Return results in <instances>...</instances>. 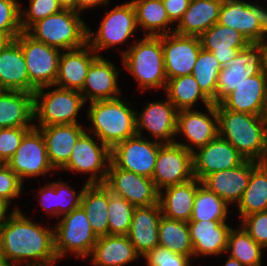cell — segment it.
<instances>
[{
    "label": "cell",
    "mask_w": 267,
    "mask_h": 266,
    "mask_svg": "<svg viewBox=\"0 0 267 266\" xmlns=\"http://www.w3.org/2000/svg\"><path fill=\"white\" fill-rule=\"evenodd\" d=\"M0 255L3 262L25 266H53L54 228L36 224L21 210H15L0 227Z\"/></svg>",
    "instance_id": "6da1fadb"
},
{
    "label": "cell",
    "mask_w": 267,
    "mask_h": 266,
    "mask_svg": "<svg viewBox=\"0 0 267 266\" xmlns=\"http://www.w3.org/2000/svg\"><path fill=\"white\" fill-rule=\"evenodd\" d=\"M87 109L91 135L112 149L116 144L137 135L136 111L131 102L118 98L89 102Z\"/></svg>",
    "instance_id": "7a4b0ae2"
},
{
    "label": "cell",
    "mask_w": 267,
    "mask_h": 266,
    "mask_svg": "<svg viewBox=\"0 0 267 266\" xmlns=\"http://www.w3.org/2000/svg\"><path fill=\"white\" fill-rule=\"evenodd\" d=\"M219 136L248 160L267 152V123L262 116L217 108Z\"/></svg>",
    "instance_id": "3957f363"
},
{
    "label": "cell",
    "mask_w": 267,
    "mask_h": 266,
    "mask_svg": "<svg viewBox=\"0 0 267 266\" xmlns=\"http://www.w3.org/2000/svg\"><path fill=\"white\" fill-rule=\"evenodd\" d=\"M135 43V44H134ZM122 64L133 75L142 91L163 89L167 84L162 36H145L122 50Z\"/></svg>",
    "instance_id": "277c9868"
},
{
    "label": "cell",
    "mask_w": 267,
    "mask_h": 266,
    "mask_svg": "<svg viewBox=\"0 0 267 266\" xmlns=\"http://www.w3.org/2000/svg\"><path fill=\"white\" fill-rule=\"evenodd\" d=\"M26 32L37 41L65 51L87 43L88 26L80 13L61 10L37 21Z\"/></svg>",
    "instance_id": "5b68a950"
},
{
    "label": "cell",
    "mask_w": 267,
    "mask_h": 266,
    "mask_svg": "<svg viewBox=\"0 0 267 266\" xmlns=\"http://www.w3.org/2000/svg\"><path fill=\"white\" fill-rule=\"evenodd\" d=\"M85 105L80 91L56 85L39 88L34 92V126L78 124V112Z\"/></svg>",
    "instance_id": "8992f818"
},
{
    "label": "cell",
    "mask_w": 267,
    "mask_h": 266,
    "mask_svg": "<svg viewBox=\"0 0 267 266\" xmlns=\"http://www.w3.org/2000/svg\"><path fill=\"white\" fill-rule=\"evenodd\" d=\"M53 228L54 249L58 260L68 256V253L81 259L89 258L98 237L81 206L63 215Z\"/></svg>",
    "instance_id": "52a82bcc"
},
{
    "label": "cell",
    "mask_w": 267,
    "mask_h": 266,
    "mask_svg": "<svg viewBox=\"0 0 267 266\" xmlns=\"http://www.w3.org/2000/svg\"><path fill=\"white\" fill-rule=\"evenodd\" d=\"M15 40L23 50L30 81V93L54 85L58 73L61 50L48 46L22 31Z\"/></svg>",
    "instance_id": "ba28073f"
},
{
    "label": "cell",
    "mask_w": 267,
    "mask_h": 266,
    "mask_svg": "<svg viewBox=\"0 0 267 266\" xmlns=\"http://www.w3.org/2000/svg\"><path fill=\"white\" fill-rule=\"evenodd\" d=\"M138 29L135 9L131 1L117 4L116 7L107 11L97 31L94 32L88 26L87 43L100 55V51L126 43L134 36ZM99 52V53H98Z\"/></svg>",
    "instance_id": "9c48e42d"
},
{
    "label": "cell",
    "mask_w": 267,
    "mask_h": 266,
    "mask_svg": "<svg viewBox=\"0 0 267 266\" xmlns=\"http://www.w3.org/2000/svg\"><path fill=\"white\" fill-rule=\"evenodd\" d=\"M266 69L265 45L251 43L233 59L222 64L217 79V90L212 104H219L238 87L245 78L259 74Z\"/></svg>",
    "instance_id": "30bf717a"
},
{
    "label": "cell",
    "mask_w": 267,
    "mask_h": 266,
    "mask_svg": "<svg viewBox=\"0 0 267 266\" xmlns=\"http://www.w3.org/2000/svg\"><path fill=\"white\" fill-rule=\"evenodd\" d=\"M92 136L85 131L79 137L68 163L62 169L75 173H90V177L85 181L87 184H104L111 162V149L97 137L95 141V136Z\"/></svg>",
    "instance_id": "8fae6325"
},
{
    "label": "cell",
    "mask_w": 267,
    "mask_h": 266,
    "mask_svg": "<svg viewBox=\"0 0 267 266\" xmlns=\"http://www.w3.org/2000/svg\"><path fill=\"white\" fill-rule=\"evenodd\" d=\"M193 153L176 142L163 143L156 158L152 175L158 191L192 180Z\"/></svg>",
    "instance_id": "7c38bea8"
},
{
    "label": "cell",
    "mask_w": 267,
    "mask_h": 266,
    "mask_svg": "<svg viewBox=\"0 0 267 266\" xmlns=\"http://www.w3.org/2000/svg\"><path fill=\"white\" fill-rule=\"evenodd\" d=\"M163 143L135 135L111 149V162L126 171L152 179L159 148Z\"/></svg>",
    "instance_id": "4fadbf2b"
},
{
    "label": "cell",
    "mask_w": 267,
    "mask_h": 266,
    "mask_svg": "<svg viewBox=\"0 0 267 266\" xmlns=\"http://www.w3.org/2000/svg\"><path fill=\"white\" fill-rule=\"evenodd\" d=\"M6 164L23 182L25 178L46 176L55 170L49 162L43 135L37 127L24 135L17 151Z\"/></svg>",
    "instance_id": "5bb4252c"
},
{
    "label": "cell",
    "mask_w": 267,
    "mask_h": 266,
    "mask_svg": "<svg viewBox=\"0 0 267 266\" xmlns=\"http://www.w3.org/2000/svg\"><path fill=\"white\" fill-rule=\"evenodd\" d=\"M104 185L112 194L123 197L135 207L158 203L159 191L151 178L117 168L112 162Z\"/></svg>",
    "instance_id": "9a60e30c"
},
{
    "label": "cell",
    "mask_w": 267,
    "mask_h": 266,
    "mask_svg": "<svg viewBox=\"0 0 267 266\" xmlns=\"http://www.w3.org/2000/svg\"><path fill=\"white\" fill-rule=\"evenodd\" d=\"M207 113L197 109L180 110L177 113L176 134L183 135L185 141H175L190 152L205 146L219 135L218 114L216 105L211 104L206 107Z\"/></svg>",
    "instance_id": "2e32d148"
},
{
    "label": "cell",
    "mask_w": 267,
    "mask_h": 266,
    "mask_svg": "<svg viewBox=\"0 0 267 266\" xmlns=\"http://www.w3.org/2000/svg\"><path fill=\"white\" fill-rule=\"evenodd\" d=\"M201 48V40L198 36L181 35L175 32L162 35L167 80L191 74Z\"/></svg>",
    "instance_id": "e0dca14e"
},
{
    "label": "cell",
    "mask_w": 267,
    "mask_h": 266,
    "mask_svg": "<svg viewBox=\"0 0 267 266\" xmlns=\"http://www.w3.org/2000/svg\"><path fill=\"white\" fill-rule=\"evenodd\" d=\"M178 110L167 98L163 101L148 102L142 112H136L137 135L144 136L143 130L149 132L153 140L160 143H173L177 136Z\"/></svg>",
    "instance_id": "ac0fdd59"
},
{
    "label": "cell",
    "mask_w": 267,
    "mask_h": 266,
    "mask_svg": "<svg viewBox=\"0 0 267 266\" xmlns=\"http://www.w3.org/2000/svg\"><path fill=\"white\" fill-rule=\"evenodd\" d=\"M245 158L219 135L193 152L194 177L202 181L207 175L240 165Z\"/></svg>",
    "instance_id": "d6986e66"
},
{
    "label": "cell",
    "mask_w": 267,
    "mask_h": 266,
    "mask_svg": "<svg viewBox=\"0 0 267 266\" xmlns=\"http://www.w3.org/2000/svg\"><path fill=\"white\" fill-rule=\"evenodd\" d=\"M267 96V68L245 78L216 108L262 116Z\"/></svg>",
    "instance_id": "ffe728a7"
},
{
    "label": "cell",
    "mask_w": 267,
    "mask_h": 266,
    "mask_svg": "<svg viewBox=\"0 0 267 266\" xmlns=\"http://www.w3.org/2000/svg\"><path fill=\"white\" fill-rule=\"evenodd\" d=\"M121 69L110 60L98 55L91 63L80 93L87 102L120 97L118 80Z\"/></svg>",
    "instance_id": "44dd1931"
},
{
    "label": "cell",
    "mask_w": 267,
    "mask_h": 266,
    "mask_svg": "<svg viewBox=\"0 0 267 266\" xmlns=\"http://www.w3.org/2000/svg\"><path fill=\"white\" fill-rule=\"evenodd\" d=\"M255 160L245 159L240 165L227 170L211 173L201 182L228 205L238 203L249 183Z\"/></svg>",
    "instance_id": "7402d4cb"
},
{
    "label": "cell",
    "mask_w": 267,
    "mask_h": 266,
    "mask_svg": "<svg viewBox=\"0 0 267 266\" xmlns=\"http://www.w3.org/2000/svg\"><path fill=\"white\" fill-rule=\"evenodd\" d=\"M81 124H62L52 126H34L40 129L50 164L61 169L68 163L79 137L86 131Z\"/></svg>",
    "instance_id": "603a6c76"
},
{
    "label": "cell",
    "mask_w": 267,
    "mask_h": 266,
    "mask_svg": "<svg viewBox=\"0 0 267 266\" xmlns=\"http://www.w3.org/2000/svg\"><path fill=\"white\" fill-rule=\"evenodd\" d=\"M227 220L189 221V234L196 256H219L225 253L231 226Z\"/></svg>",
    "instance_id": "cb8c5ba5"
},
{
    "label": "cell",
    "mask_w": 267,
    "mask_h": 266,
    "mask_svg": "<svg viewBox=\"0 0 267 266\" xmlns=\"http://www.w3.org/2000/svg\"><path fill=\"white\" fill-rule=\"evenodd\" d=\"M161 216L162 212L159 203L134 209L127 236L141 257L159 246Z\"/></svg>",
    "instance_id": "d4e9b609"
},
{
    "label": "cell",
    "mask_w": 267,
    "mask_h": 266,
    "mask_svg": "<svg viewBox=\"0 0 267 266\" xmlns=\"http://www.w3.org/2000/svg\"><path fill=\"white\" fill-rule=\"evenodd\" d=\"M97 56L88 43L80 48L62 51L54 85L81 91L91 63Z\"/></svg>",
    "instance_id": "484cf974"
},
{
    "label": "cell",
    "mask_w": 267,
    "mask_h": 266,
    "mask_svg": "<svg viewBox=\"0 0 267 266\" xmlns=\"http://www.w3.org/2000/svg\"><path fill=\"white\" fill-rule=\"evenodd\" d=\"M199 37L202 48L212 52L221 66L251 44L241 32L218 22Z\"/></svg>",
    "instance_id": "4316f807"
},
{
    "label": "cell",
    "mask_w": 267,
    "mask_h": 266,
    "mask_svg": "<svg viewBox=\"0 0 267 266\" xmlns=\"http://www.w3.org/2000/svg\"><path fill=\"white\" fill-rule=\"evenodd\" d=\"M0 89L30 92L23 50L15 39L11 40L0 52Z\"/></svg>",
    "instance_id": "83f0119b"
},
{
    "label": "cell",
    "mask_w": 267,
    "mask_h": 266,
    "mask_svg": "<svg viewBox=\"0 0 267 266\" xmlns=\"http://www.w3.org/2000/svg\"><path fill=\"white\" fill-rule=\"evenodd\" d=\"M34 94L0 91V128L34 127ZM33 122V123H32Z\"/></svg>",
    "instance_id": "f1b7e54d"
},
{
    "label": "cell",
    "mask_w": 267,
    "mask_h": 266,
    "mask_svg": "<svg viewBox=\"0 0 267 266\" xmlns=\"http://www.w3.org/2000/svg\"><path fill=\"white\" fill-rule=\"evenodd\" d=\"M89 257L94 266H125L141 256L127 235H106L98 237Z\"/></svg>",
    "instance_id": "f546056e"
},
{
    "label": "cell",
    "mask_w": 267,
    "mask_h": 266,
    "mask_svg": "<svg viewBox=\"0 0 267 266\" xmlns=\"http://www.w3.org/2000/svg\"><path fill=\"white\" fill-rule=\"evenodd\" d=\"M197 192V178L166 187L159 191L158 203L162 215L169 219L189 222Z\"/></svg>",
    "instance_id": "4dcf8cb0"
},
{
    "label": "cell",
    "mask_w": 267,
    "mask_h": 266,
    "mask_svg": "<svg viewBox=\"0 0 267 266\" xmlns=\"http://www.w3.org/2000/svg\"><path fill=\"white\" fill-rule=\"evenodd\" d=\"M222 3L217 0H191L182 19L174 27L181 35L201 36L219 20Z\"/></svg>",
    "instance_id": "1f68e13d"
},
{
    "label": "cell",
    "mask_w": 267,
    "mask_h": 266,
    "mask_svg": "<svg viewBox=\"0 0 267 266\" xmlns=\"http://www.w3.org/2000/svg\"><path fill=\"white\" fill-rule=\"evenodd\" d=\"M218 23L241 32L251 43H261V26L251 10V2L231 0L222 3Z\"/></svg>",
    "instance_id": "d6a6232c"
},
{
    "label": "cell",
    "mask_w": 267,
    "mask_h": 266,
    "mask_svg": "<svg viewBox=\"0 0 267 266\" xmlns=\"http://www.w3.org/2000/svg\"><path fill=\"white\" fill-rule=\"evenodd\" d=\"M91 228L97 237L109 235L108 188L104 184H87L81 196Z\"/></svg>",
    "instance_id": "836d02e7"
},
{
    "label": "cell",
    "mask_w": 267,
    "mask_h": 266,
    "mask_svg": "<svg viewBox=\"0 0 267 266\" xmlns=\"http://www.w3.org/2000/svg\"><path fill=\"white\" fill-rule=\"evenodd\" d=\"M136 14L137 26L145 36H162L174 32L162 0H131ZM172 29V30H171Z\"/></svg>",
    "instance_id": "e575fe53"
},
{
    "label": "cell",
    "mask_w": 267,
    "mask_h": 266,
    "mask_svg": "<svg viewBox=\"0 0 267 266\" xmlns=\"http://www.w3.org/2000/svg\"><path fill=\"white\" fill-rule=\"evenodd\" d=\"M164 92L178 111L194 109L199 100L204 103L205 107L212 104L192 74L168 79Z\"/></svg>",
    "instance_id": "d590c367"
},
{
    "label": "cell",
    "mask_w": 267,
    "mask_h": 266,
    "mask_svg": "<svg viewBox=\"0 0 267 266\" xmlns=\"http://www.w3.org/2000/svg\"><path fill=\"white\" fill-rule=\"evenodd\" d=\"M159 246L193 259V245L187 222L162 215L159 223Z\"/></svg>",
    "instance_id": "8d00e7d4"
},
{
    "label": "cell",
    "mask_w": 267,
    "mask_h": 266,
    "mask_svg": "<svg viewBox=\"0 0 267 266\" xmlns=\"http://www.w3.org/2000/svg\"><path fill=\"white\" fill-rule=\"evenodd\" d=\"M263 249L242 226L231 228L225 251L231 258L245 266H262Z\"/></svg>",
    "instance_id": "74e56055"
},
{
    "label": "cell",
    "mask_w": 267,
    "mask_h": 266,
    "mask_svg": "<svg viewBox=\"0 0 267 266\" xmlns=\"http://www.w3.org/2000/svg\"><path fill=\"white\" fill-rule=\"evenodd\" d=\"M229 205L197 179V192L190 221L228 220Z\"/></svg>",
    "instance_id": "f35d334b"
},
{
    "label": "cell",
    "mask_w": 267,
    "mask_h": 266,
    "mask_svg": "<svg viewBox=\"0 0 267 266\" xmlns=\"http://www.w3.org/2000/svg\"><path fill=\"white\" fill-rule=\"evenodd\" d=\"M237 207L240 219L252 213L267 211V177L258 166L252 170Z\"/></svg>",
    "instance_id": "ab89813d"
},
{
    "label": "cell",
    "mask_w": 267,
    "mask_h": 266,
    "mask_svg": "<svg viewBox=\"0 0 267 266\" xmlns=\"http://www.w3.org/2000/svg\"><path fill=\"white\" fill-rule=\"evenodd\" d=\"M221 69L222 66L214 54L201 48L191 74L210 100L216 95L217 79Z\"/></svg>",
    "instance_id": "60d3db41"
},
{
    "label": "cell",
    "mask_w": 267,
    "mask_h": 266,
    "mask_svg": "<svg viewBox=\"0 0 267 266\" xmlns=\"http://www.w3.org/2000/svg\"><path fill=\"white\" fill-rule=\"evenodd\" d=\"M136 207L123 197L114 195L108 189L109 235H127Z\"/></svg>",
    "instance_id": "b9f144b4"
},
{
    "label": "cell",
    "mask_w": 267,
    "mask_h": 266,
    "mask_svg": "<svg viewBox=\"0 0 267 266\" xmlns=\"http://www.w3.org/2000/svg\"><path fill=\"white\" fill-rule=\"evenodd\" d=\"M61 10L57 0H30L28 9H20L22 31H27L37 21L56 14Z\"/></svg>",
    "instance_id": "7bdbcfd3"
},
{
    "label": "cell",
    "mask_w": 267,
    "mask_h": 266,
    "mask_svg": "<svg viewBox=\"0 0 267 266\" xmlns=\"http://www.w3.org/2000/svg\"><path fill=\"white\" fill-rule=\"evenodd\" d=\"M20 2L17 0H0V33L14 40L21 32Z\"/></svg>",
    "instance_id": "ee69618b"
},
{
    "label": "cell",
    "mask_w": 267,
    "mask_h": 266,
    "mask_svg": "<svg viewBox=\"0 0 267 266\" xmlns=\"http://www.w3.org/2000/svg\"><path fill=\"white\" fill-rule=\"evenodd\" d=\"M87 185L85 182L83 188L79 193L72 189L68 182L56 181V217L57 219L72 210L78 208L81 203V196L84 187Z\"/></svg>",
    "instance_id": "f6af8a7d"
},
{
    "label": "cell",
    "mask_w": 267,
    "mask_h": 266,
    "mask_svg": "<svg viewBox=\"0 0 267 266\" xmlns=\"http://www.w3.org/2000/svg\"><path fill=\"white\" fill-rule=\"evenodd\" d=\"M31 128L33 127L0 128V163L6 164L11 159Z\"/></svg>",
    "instance_id": "bcb514c9"
},
{
    "label": "cell",
    "mask_w": 267,
    "mask_h": 266,
    "mask_svg": "<svg viewBox=\"0 0 267 266\" xmlns=\"http://www.w3.org/2000/svg\"><path fill=\"white\" fill-rule=\"evenodd\" d=\"M239 222L252 239L267 249V211L244 216Z\"/></svg>",
    "instance_id": "7dc6e473"
},
{
    "label": "cell",
    "mask_w": 267,
    "mask_h": 266,
    "mask_svg": "<svg viewBox=\"0 0 267 266\" xmlns=\"http://www.w3.org/2000/svg\"><path fill=\"white\" fill-rule=\"evenodd\" d=\"M147 266H191V258L157 246L144 257Z\"/></svg>",
    "instance_id": "c3c4849f"
},
{
    "label": "cell",
    "mask_w": 267,
    "mask_h": 266,
    "mask_svg": "<svg viewBox=\"0 0 267 266\" xmlns=\"http://www.w3.org/2000/svg\"><path fill=\"white\" fill-rule=\"evenodd\" d=\"M23 181L9 168L0 163V199L11 204L22 193Z\"/></svg>",
    "instance_id": "681fc988"
},
{
    "label": "cell",
    "mask_w": 267,
    "mask_h": 266,
    "mask_svg": "<svg viewBox=\"0 0 267 266\" xmlns=\"http://www.w3.org/2000/svg\"><path fill=\"white\" fill-rule=\"evenodd\" d=\"M39 192V202L41 204L42 209L48 214L56 217V181L50 182L46 186L43 185Z\"/></svg>",
    "instance_id": "f907efd6"
},
{
    "label": "cell",
    "mask_w": 267,
    "mask_h": 266,
    "mask_svg": "<svg viewBox=\"0 0 267 266\" xmlns=\"http://www.w3.org/2000/svg\"><path fill=\"white\" fill-rule=\"evenodd\" d=\"M191 0H162L170 21L177 25L188 9Z\"/></svg>",
    "instance_id": "816d5d0a"
},
{
    "label": "cell",
    "mask_w": 267,
    "mask_h": 266,
    "mask_svg": "<svg viewBox=\"0 0 267 266\" xmlns=\"http://www.w3.org/2000/svg\"><path fill=\"white\" fill-rule=\"evenodd\" d=\"M260 3H251V10L254 17L257 18L261 26V43L267 41V9L259 5Z\"/></svg>",
    "instance_id": "f5cc1de1"
},
{
    "label": "cell",
    "mask_w": 267,
    "mask_h": 266,
    "mask_svg": "<svg viewBox=\"0 0 267 266\" xmlns=\"http://www.w3.org/2000/svg\"><path fill=\"white\" fill-rule=\"evenodd\" d=\"M110 0H76V12L82 13L85 9L94 8L99 5H109Z\"/></svg>",
    "instance_id": "db71d44e"
},
{
    "label": "cell",
    "mask_w": 267,
    "mask_h": 266,
    "mask_svg": "<svg viewBox=\"0 0 267 266\" xmlns=\"http://www.w3.org/2000/svg\"><path fill=\"white\" fill-rule=\"evenodd\" d=\"M10 204L3 199H0V227L7 221V219L10 217V215L15 210H20L19 208H13L10 214L7 215V211H9ZM7 215V216H6Z\"/></svg>",
    "instance_id": "11a10c76"
},
{
    "label": "cell",
    "mask_w": 267,
    "mask_h": 266,
    "mask_svg": "<svg viewBox=\"0 0 267 266\" xmlns=\"http://www.w3.org/2000/svg\"><path fill=\"white\" fill-rule=\"evenodd\" d=\"M62 10H71L76 12V0H57Z\"/></svg>",
    "instance_id": "9f6ffc18"
},
{
    "label": "cell",
    "mask_w": 267,
    "mask_h": 266,
    "mask_svg": "<svg viewBox=\"0 0 267 266\" xmlns=\"http://www.w3.org/2000/svg\"><path fill=\"white\" fill-rule=\"evenodd\" d=\"M256 165L262 170L267 177V152L256 160Z\"/></svg>",
    "instance_id": "6f0895ef"
},
{
    "label": "cell",
    "mask_w": 267,
    "mask_h": 266,
    "mask_svg": "<svg viewBox=\"0 0 267 266\" xmlns=\"http://www.w3.org/2000/svg\"><path fill=\"white\" fill-rule=\"evenodd\" d=\"M11 41V39L3 33H0V52Z\"/></svg>",
    "instance_id": "680465c9"
},
{
    "label": "cell",
    "mask_w": 267,
    "mask_h": 266,
    "mask_svg": "<svg viewBox=\"0 0 267 266\" xmlns=\"http://www.w3.org/2000/svg\"><path fill=\"white\" fill-rule=\"evenodd\" d=\"M224 266H245V265L241 264L237 259L228 256V259L226 260Z\"/></svg>",
    "instance_id": "91938a15"
},
{
    "label": "cell",
    "mask_w": 267,
    "mask_h": 266,
    "mask_svg": "<svg viewBox=\"0 0 267 266\" xmlns=\"http://www.w3.org/2000/svg\"><path fill=\"white\" fill-rule=\"evenodd\" d=\"M262 118L267 123V96H266L265 107H264V111H263V114H262Z\"/></svg>",
    "instance_id": "94428289"
},
{
    "label": "cell",
    "mask_w": 267,
    "mask_h": 266,
    "mask_svg": "<svg viewBox=\"0 0 267 266\" xmlns=\"http://www.w3.org/2000/svg\"><path fill=\"white\" fill-rule=\"evenodd\" d=\"M20 264L9 263V262H2L0 266H19Z\"/></svg>",
    "instance_id": "6125c7cd"
},
{
    "label": "cell",
    "mask_w": 267,
    "mask_h": 266,
    "mask_svg": "<svg viewBox=\"0 0 267 266\" xmlns=\"http://www.w3.org/2000/svg\"><path fill=\"white\" fill-rule=\"evenodd\" d=\"M263 44L265 45L266 68H267V41H265Z\"/></svg>",
    "instance_id": "be15d7a7"
},
{
    "label": "cell",
    "mask_w": 267,
    "mask_h": 266,
    "mask_svg": "<svg viewBox=\"0 0 267 266\" xmlns=\"http://www.w3.org/2000/svg\"><path fill=\"white\" fill-rule=\"evenodd\" d=\"M217 1H220L221 3H224V2L231 1V0H217Z\"/></svg>",
    "instance_id": "e7e4bbea"
},
{
    "label": "cell",
    "mask_w": 267,
    "mask_h": 266,
    "mask_svg": "<svg viewBox=\"0 0 267 266\" xmlns=\"http://www.w3.org/2000/svg\"><path fill=\"white\" fill-rule=\"evenodd\" d=\"M3 262V259L1 258V255H0V264Z\"/></svg>",
    "instance_id": "03108f58"
}]
</instances>
